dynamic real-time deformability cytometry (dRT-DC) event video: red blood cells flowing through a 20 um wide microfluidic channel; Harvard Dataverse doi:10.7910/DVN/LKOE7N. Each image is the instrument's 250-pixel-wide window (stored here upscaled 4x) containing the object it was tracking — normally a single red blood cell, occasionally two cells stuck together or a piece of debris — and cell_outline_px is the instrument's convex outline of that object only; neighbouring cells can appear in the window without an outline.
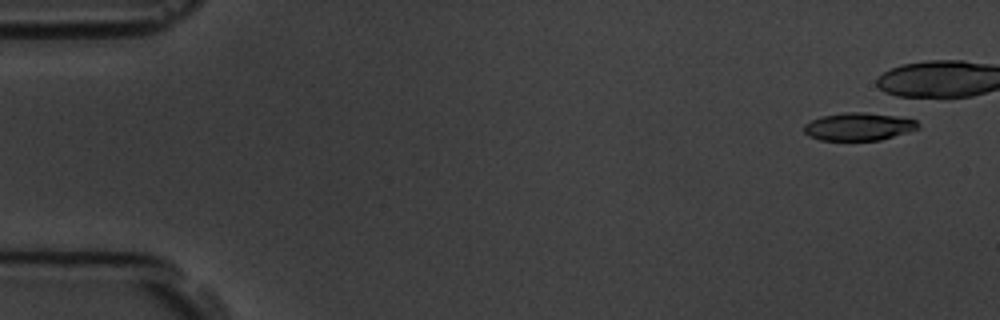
{"species": "common noctule bat (a hibernating species)", "species_latin": "Nyctalus noctula", "temperature_condition": "room temperature", "stored_images_in_passage": 5, "camera_frame_rate_fps": 3000, "um_per_image_px": 0.085, "animal": {"sex": "male", "body_mass_g": 19.5, "forearm_length_mm": 54.6}, "frame": {"image": 1, "passage_image": 1, "time_ms": 0.0, "image_size_px": [1000, 320], "cell_outline_px": [[920, 128], [880, 140], [820, 140], [808, 136], [804, 132], [804, 124], [820, 116], [844, 112], [864, 112], [896, 116], [916, 120], [920, 124]], "centroid_in_image_um": [72.97, 10.75], "position_along_channel_um": 12.0, "area_um2": 18.5}}